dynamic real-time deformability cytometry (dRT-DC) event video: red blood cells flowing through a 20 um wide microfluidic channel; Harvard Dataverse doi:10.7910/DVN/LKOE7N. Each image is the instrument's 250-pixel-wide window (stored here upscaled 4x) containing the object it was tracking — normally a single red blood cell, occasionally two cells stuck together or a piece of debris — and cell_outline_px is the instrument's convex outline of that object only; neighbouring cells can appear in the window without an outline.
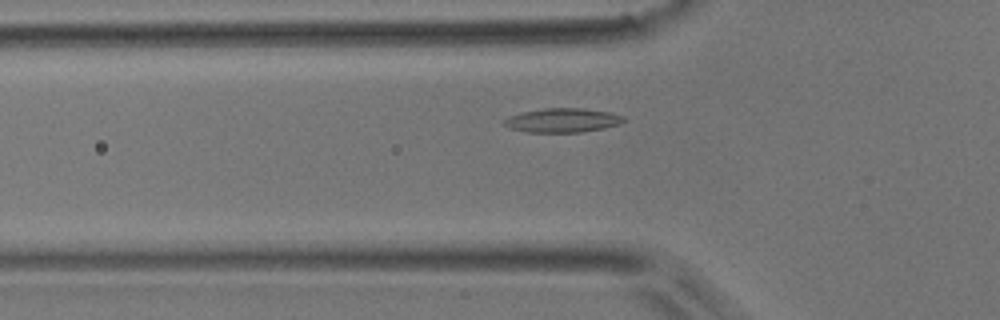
{"species": "common noctule bat (a hibernating species)", "species_latin": "Nyctalus noctula", "temperature_condition": "room temperature", "stored_images_in_passage": 35, "camera_frame_rate_fps": 3000, "um_per_image_px": 0.085, "animal": {"sex": "male", "body_mass_g": 17.9}, "frame": {"image": 1, "passage_image": 6, "time_ms": 1.667, "image_size_px": [1000, 320], "cell_outline_px": [[624, 120], [620, 124], [604, 128], [580, 132], [524, 132], [508, 128], [500, 124], [500, 120], [508, 116], [524, 112], [544, 108], [584, 108], [608, 112], [624, 116]], "centroid_in_image_um": [47.73, 10.23], "position_along_channel_um": 78.1, "area_um2": 16.99}}
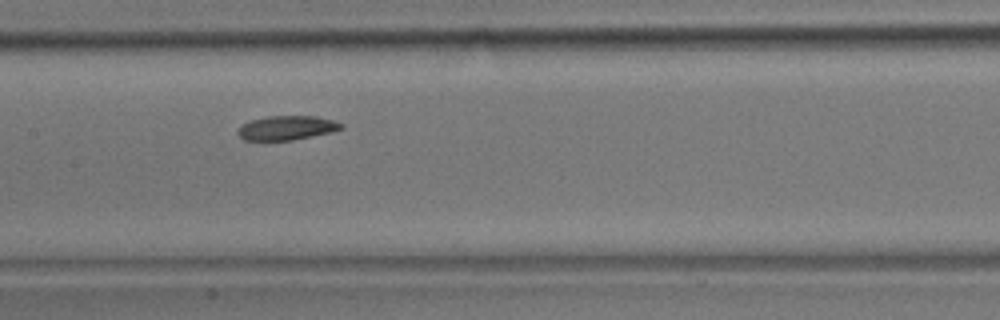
{"frame": {"image": 2, "passage_image": 14, "time_ms": 4.333, "image_size_px": [1000, 320], "cell_outline_px": [[344, 128], [332, 132], [292, 140], [244, 140], [236, 132], [236, 128], [252, 120], [268, 116], [316, 116], [332, 120], [344, 124]], "centroid_in_image_um": [24.38, 10.87], "position_along_channel_um": 183.0, "area_um2": 14.57}}
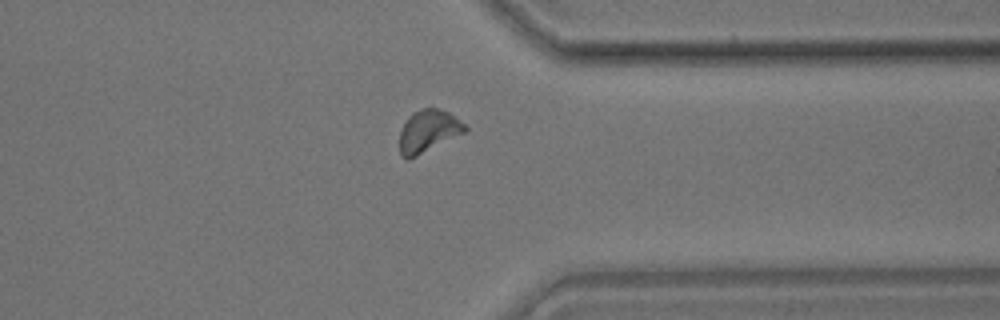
{"frame": {"image": 3, "passage_image": 29, "time_ms": 9.333, "image_size_px": [1000, 320], "cell_outline_px": [[468, 128], [464, 132], [408, 160], [400, 156], [400, 132], [408, 116], [412, 112], [424, 108], [440, 108], [448, 112], [460, 120]], "centroid_in_image_um": [36.37, 11.13], "position_along_channel_um": 375.0, "area_um2": 15.9}, "authors_computed_cell_mechanics": {"area_um2": 15.4326, "velocity_mm_per_s": 3.9167, "shape_relaxation_time_tau1_ms": 3.2943, "shape_relaxation_time_tau2_ms": 4.1025, "deformation_change_tau1": 0.1251, "deformation_change_tau2": 0.1055}}